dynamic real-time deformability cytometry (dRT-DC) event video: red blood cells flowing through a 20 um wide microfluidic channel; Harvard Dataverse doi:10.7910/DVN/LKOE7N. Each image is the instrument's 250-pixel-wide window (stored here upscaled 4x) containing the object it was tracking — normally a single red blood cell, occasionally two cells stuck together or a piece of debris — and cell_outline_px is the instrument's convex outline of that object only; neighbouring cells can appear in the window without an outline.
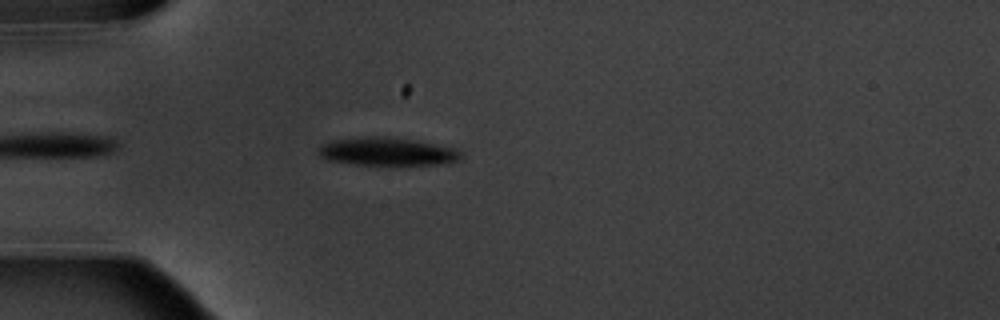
{"species": "common noctule bat (a hibernating species)", "species_latin": "Nyctalus noctula", "temperature_condition": "warm", "stored_images_in_passage": 6, "camera_frame_rate_fps": 3000, "um_per_image_px": 0.085, "animal": {"sex": "male", "body_mass_g": 20.1, "forearm_length_mm": 53.5}, "frame": {"image": 1, "passage_image": 2, "time_ms": 2.333, "image_size_px": [1000, 320], "cell_outline_px": [[464, 156], [460, 160], [448, 164], [356, 164], [328, 160], [320, 156], [320, 144], [332, 140], [364, 136], [384, 136], [412, 140], [456, 148]], "centroid_in_image_um": [32.94, 12.87], "position_along_channel_um": 52.1, "area_um2": 23.18}}